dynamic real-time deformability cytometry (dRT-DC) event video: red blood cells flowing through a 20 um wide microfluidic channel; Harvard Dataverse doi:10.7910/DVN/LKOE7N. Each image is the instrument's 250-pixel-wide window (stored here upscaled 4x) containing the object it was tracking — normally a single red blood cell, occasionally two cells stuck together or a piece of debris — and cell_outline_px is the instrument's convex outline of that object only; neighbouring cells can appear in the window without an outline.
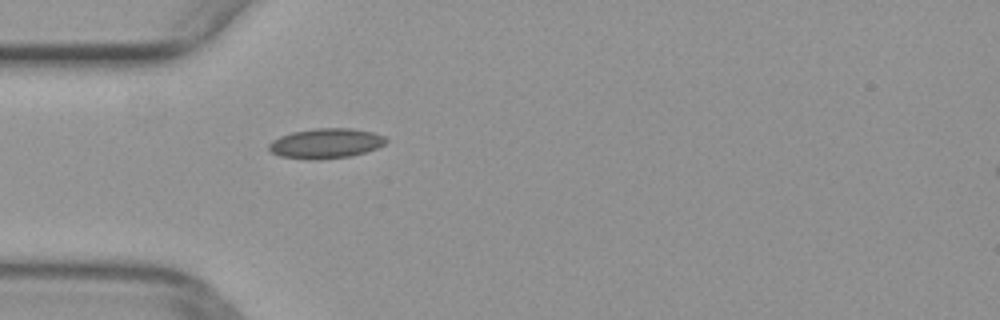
{"species": "common noctule bat (a hibernating species)", "species_latin": "Nyctalus noctula", "temperature_condition": "warm", "stored_images_in_passage": 31, "camera_frame_rate_fps": 3000, "um_per_image_px": 0.085, "animal": {"sex": "female", "body_mass_g": 29.2, "forearm_length_mm": 56.3}, "frame": {"image": 1, "passage_image": 1, "time_ms": 0.0, "image_size_px": [1000, 320], "cell_outline_px": [[388, 140], [384, 144], [376, 148], [352, 156], [320, 160], [316, 160], [280, 156], [272, 152], [268, 148], [268, 144], [272, 140], [280, 136], [292, 132], [316, 128], [352, 128], [372, 132], [384, 136]], "centroid_in_image_um": [27.69, 12.18], "position_along_channel_um": 57.3, "area_um2": 20.46}}
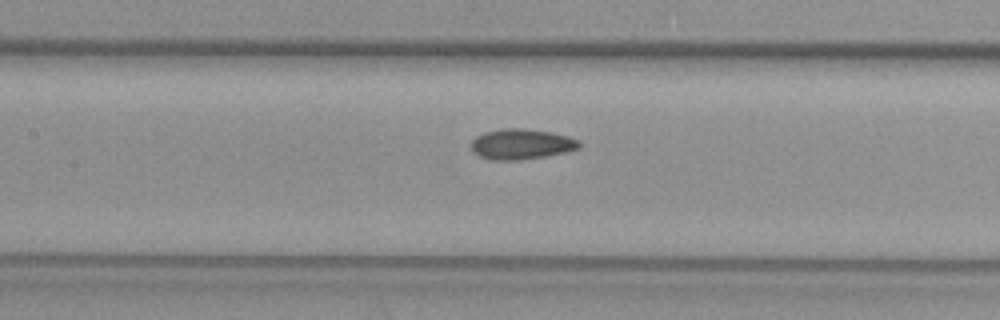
{"frame": {"image": 2, "passage_image": 9, "time_ms": 2.667, "image_size_px": [1000, 320], "cell_outline_px": [[580, 148], [564, 152], [544, 156], [520, 160], [492, 160], [480, 156], [472, 152], [472, 140], [476, 136], [484, 132], [500, 128], [520, 128], [552, 132], [568, 136], [580, 140]], "centroid_in_image_um": [44.31, 12.24], "position_along_channel_um": 163.1, "area_um2": 19.19}}
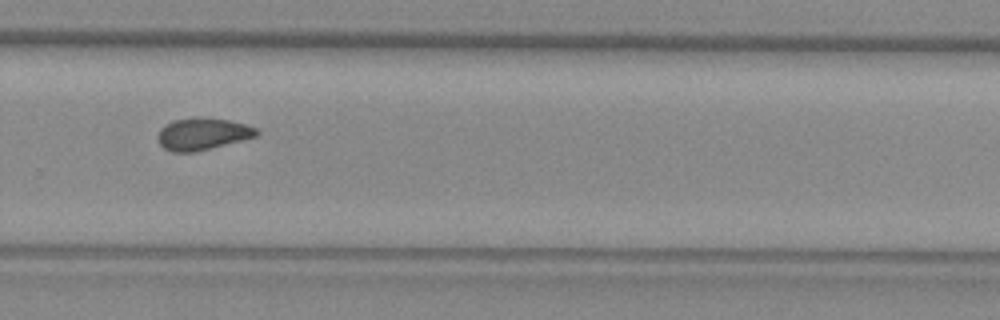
{"frame": {"image": 3, "passage_image": 20, "time_ms": 6.333, "image_size_px": [1000, 320], "cell_outline_px": [[260, 132], [256, 136], [192, 152], [172, 152], [164, 148], [160, 144], [156, 136], [160, 128], [164, 124], [172, 120], [196, 116], [200, 116], [228, 120], [244, 124], [256, 128]], "centroid_in_image_um": [17.15, 11.35], "position_along_channel_um": 312.7, "area_um2": 18.38}}